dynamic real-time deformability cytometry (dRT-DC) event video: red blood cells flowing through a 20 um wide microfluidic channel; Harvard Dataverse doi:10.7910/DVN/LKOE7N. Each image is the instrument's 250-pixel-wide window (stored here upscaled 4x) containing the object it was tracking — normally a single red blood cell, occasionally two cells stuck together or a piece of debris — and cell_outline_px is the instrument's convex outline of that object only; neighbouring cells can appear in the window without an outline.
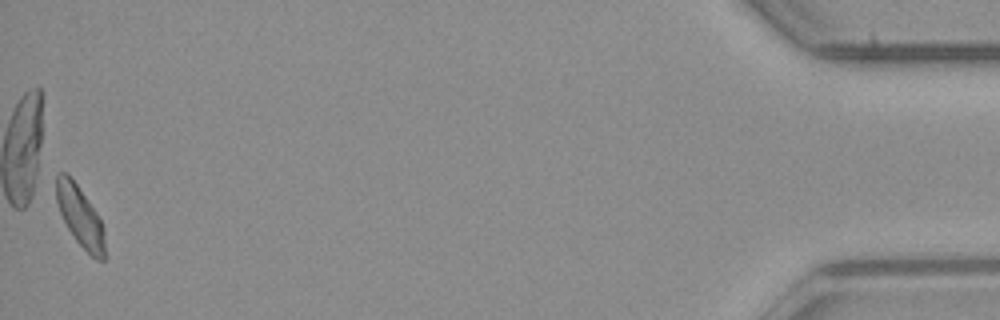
{"species": "common noctule bat (a hibernating species)", "species_latin": "Nyctalus noctula", "temperature_condition": "room temperature", "stored_images_in_passage": 44, "camera_frame_rate_fps": 3000, "um_per_image_px": 0.085, "animal": {"sex": "male", "body_mass_g": 23.1, "forearm_length_mm": 52.7}, "frame": {"image": 1, "passage_image": 44, "time_ms": 14.333, "image_size_px": [1000, 320], "cell_outline_px": [[104, 260], [96, 260], [76, 240], [68, 228], [60, 212], [56, 200], [52, 176], [60, 172], [68, 172], [96, 212], [104, 228]], "centroid_in_image_um": [6.74, 18.29], "position_along_channel_um": 428.5, "area_um2": 17.22}, "authors_computed_cell_mechanics": {"area_um2": 17.8313, "velocity_mm_per_s": 3.9293, "shape_relaxation_time_tau1_ms": 3.9213, "shape_relaxation_time_tau2_ms": null, "deformation_change_tau1": 0.12, "deformation_change_tau2": null}}